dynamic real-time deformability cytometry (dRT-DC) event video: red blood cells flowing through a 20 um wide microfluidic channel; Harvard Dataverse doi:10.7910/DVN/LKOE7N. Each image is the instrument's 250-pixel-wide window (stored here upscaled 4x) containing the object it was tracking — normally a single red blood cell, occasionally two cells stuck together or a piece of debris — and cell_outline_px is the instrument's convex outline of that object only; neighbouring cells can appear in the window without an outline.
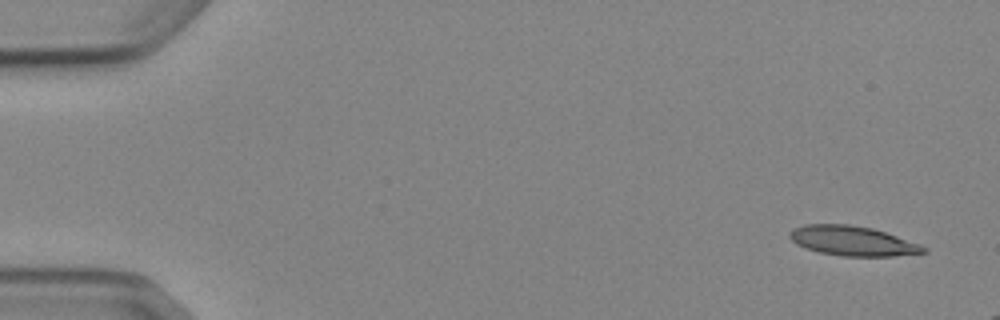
{"species": "Egyptian fruit bat (a non-hibernating species)", "species_latin": "Rousettus aegyptiacus", "temperature_condition": "cold", "stored_images_in_passage": 4, "camera_frame_rate_fps": 3000, "um_per_image_px": 0.085, "animal": {"sex": "female"}, "frame": {"image": 1, "passage_image": 1, "time_ms": 0.0, "image_size_px": [1000, 320], "cell_outline_px": [[928, 252], [892, 256], [844, 256], [820, 252], [804, 248], [796, 244], [788, 236], [788, 232], [792, 228], [804, 224], [848, 224], [872, 228], [920, 244], [928, 248]], "centroid_in_image_um": [72.43, 20.47], "position_along_channel_um": 12.6, "area_um2": 23.18}}